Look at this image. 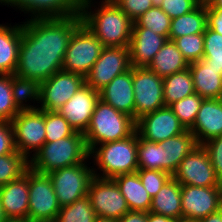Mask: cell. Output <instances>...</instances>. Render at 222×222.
I'll return each instance as SVG.
<instances>
[{"label": "cell", "instance_id": "obj_2", "mask_svg": "<svg viewBox=\"0 0 222 222\" xmlns=\"http://www.w3.org/2000/svg\"><path fill=\"white\" fill-rule=\"evenodd\" d=\"M98 1H81L82 23L102 42L104 47H128L134 22L115 2Z\"/></svg>", "mask_w": 222, "mask_h": 222}, {"label": "cell", "instance_id": "obj_20", "mask_svg": "<svg viewBox=\"0 0 222 222\" xmlns=\"http://www.w3.org/2000/svg\"><path fill=\"white\" fill-rule=\"evenodd\" d=\"M189 130L195 136L198 145L222 136V98L204 99Z\"/></svg>", "mask_w": 222, "mask_h": 222}, {"label": "cell", "instance_id": "obj_35", "mask_svg": "<svg viewBox=\"0 0 222 222\" xmlns=\"http://www.w3.org/2000/svg\"><path fill=\"white\" fill-rule=\"evenodd\" d=\"M29 169V160L18 151L0 156V186L21 177Z\"/></svg>", "mask_w": 222, "mask_h": 222}, {"label": "cell", "instance_id": "obj_40", "mask_svg": "<svg viewBox=\"0 0 222 222\" xmlns=\"http://www.w3.org/2000/svg\"><path fill=\"white\" fill-rule=\"evenodd\" d=\"M20 111L14 104L11 75L0 74V121H9Z\"/></svg>", "mask_w": 222, "mask_h": 222}, {"label": "cell", "instance_id": "obj_12", "mask_svg": "<svg viewBox=\"0 0 222 222\" xmlns=\"http://www.w3.org/2000/svg\"><path fill=\"white\" fill-rule=\"evenodd\" d=\"M172 177L181 185L196 187L222 186L202 145L196 146L179 164Z\"/></svg>", "mask_w": 222, "mask_h": 222}, {"label": "cell", "instance_id": "obj_23", "mask_svg": "<svg viewBox=\"0 0 222 222\" xmlns=\"http://www.w3.org/2000/svg\"><path fill=\"white\" fill-rule=\"evenodd\" d=\"M13 24H0V74L12 75L17 68L22 22Z\"/></svg>", "mask_w": 222, "mask_h": 222}, {"label": "cell", "instance_id": "obj_48", "mask_svg": "<svg viewBox=\"0 0 222 222\" xmlns=\"http://www.w3.org/2000/svg\"><path fill=\"white\" fill-rule=\"evenodd\" d=\"M147 222H176L175 219L160 215V214H155L153 212H147Z\"/></svg>", "mask_w": 222, "mask_h": 222}, {"label": "cell", "instance_id": "obj_16", "mask_svg": "<svg viewBox=\"0 0 222 222\" xmlns=\"http://www.w3.org/2000/svg\"><path fill=\"white\" fill-rule=\"evenodd\" d=\"M139 136L150 142H161L186 131L169 106L142 115L136 121Z\"/></svg>", "mask_w": 222, "mask_h": 222}, {"label": "cell", "instance_id": "obj_55", "mask_svg": "<svg viewBox=\"0 0 222 222\" xmlns=\"http://www.w3.org/2000/svg\"><path fill=\"white\" fill-rule=\"evenodd\" d=\"M198 4L209 5L213 0H197Z\"/></svg>", "mask_w": 222, "mask_h": 222}, {"label": "cell", "instance_id": "obj_24", "mask_svg": "<svg viewBox=\"0 0 222 222\" xmlns=\"http://www.w3.org/2000/svg\"><path fill=\"white\" fill-rule=\"evenodd\" d=\"M195 93L203 99L222 98V74L220 70L210 67V64L203 59L190 63Z\"/></svg>", "mask_w": 222, "mask_h": 222}, {"label": "cell", "instance_id": "obj_38", "mask_svg": "<svg viewBox=\"0 0 222 222\" xmlns=\"http://www.w3.org/2000/svg\"><path fill=\"white\" fill-rule=\"evenodd\" d=\"M173 42L189 64L203 59L204 33L181 36Z\"/></svg>", "mask_w": 222, "mask_h": 222}, {"label": "cell", "instance_id": "obj_27", "mask_svg": "<svg viewBox=\"0 0 222 222\" xmlns=\"http://www.w3.org/2000/svg\"><path fill=\"white\" fill-rule=\"evenodd\" d=\"M150 212L175 220L182 218L181 184L173 177L152 197Z\"/></svg>", "mask_w": 222, "mask_h": 222}, {"label": "cell", "instance_id": "obj_54", "mask_svg": "<svg viewBox=\"0 0 222 222\" xmlns=\"http://www.w3.org/2000/svg\"><path fill=\"white\" fill-rule=\"evenodd\" d=\"M176 222H199L198 220L188 219V218H179Z\"/></svg>", "mask_w": 222, "mask_h": 222}, {"label": "cell", "instance_id": "obj_30", "mask_svg": "<svg viewBox=\"0 0 222 222\" xmlns=\"http://www.w3.org/2000/svg\"><path fill=\"white\" fill-rule=\"evenodd\" d=\"M207 24V5L199 4L190 13L171 19V29L168 40L175 38L204 33Z\"/></svg>", "mask_w": 222, "mask_h": 222}, {"label": "cell", "instance_id": "obj_41", "mask_svg": "<svg viewBox=\"0 0 222 222\" xmlns=\"http://www.w3.org/2000/svg\"><path fill=\"white\" fill-rule=\"evenodd\" d=\"M136 173L139 175L142 185L151 197H154L172 177L165 171L153 169H138Z\"/></svg>", "mask_w": 222, "mask_h": 222}, {"label": "cell", "instance_id": "obj_33", "mask_svg": "<svg viewBox=\"0 0 222 222\" xmlns=\"http://www.w3.org/2000/svg\"><path fill=\"white\" fill-rule=\"evenodd\" d=\"M133 28H148L168 39L171 18L156 4L134 21Z\"/></svg>", "mask_w": 222, "mask_h": 222}, {"label": "cell", "instance_id": "obj_6", "mask_svg": "<svg viewBox=\"0 0 222 222\" xmlns=\"http://www.w3.org/2000/svg\"><path fill=\"white\" fill-rule=\"evenodd\" d=\"M104 46L102 42L81 23L73 32L63 60L62 70L87 76Z\"/></svg>", "mask_w": 222, "mask_h": 222}, {"label": "cell", "instance_id": "obj_7", "mask_svg": "<svg viewBox=\"0 0 222 222\" xmlns=\"http://www.w3.org/2000/svg\"><path fill=\"white\" fill-rule=\"evenodd\" d=\"M90 165L91 162L88 157L83 163L64 167L47 174L61 207L87 196L89 183L94 177Z\"/></svg>", "mask_w": 222, "mask_h": 222}, {"label": "cell", "instance_id": "obj_14", "mask_svg": "<svg viewBox=\"0 0 222 222\" xmlns=\"http://www.w3.org/2000/svg\"><path fill=\"white\" fill-rule=\"evenodd\" d=\"M84 85L81 75L63 70L54 73L41 83L39 109L59 110Z\"/></svg>", "mask_w": 222, "mask_h": 222}, {"label": "cell", "instance_id": "obj_36", "mask_svg": "<svg viewBox=\"0 0 222 222\" xmlns=\"http://www.w3.org/2000/svg\"><path fill=\"white\" fill-rule=\"evenodd\" d=\"M203 98L194 93L187 96L177 102L172 103L169 107L172 109L173 113L178 117L180 123L189 130L196 119L197 113L202 105Z\"/></svg>", "mask_w": 222, "mask_h": 222}, {"label": "cell", "instance_id": "obj_42", "mask_svg": "<svg viewBox=\"0 0 222 222\" xmlns=\"http://www.w3.org/2000/svg\"><path fill=\"white\" fill-rule=\"evenodd\" d=\"M156 4L171 19L188 14L199 5L197 0H156Z\"/></svg>", "mask_w": 222, "mask_h": 222}, {"label": "cell", "instance_id": "obj_51", "mask_svg": "<svg viewBox=\"0 0 222 222\" xmlns=\"http://www.w3.org/2000/svg\"><path fill=\"white\" fill-rule=\"evenodd\" d=\"M9 218L6 216L0 199V222H6Z\"/></svg>", "mask_w": 222, "mask_h": 222}, {"label": "cell", "instance_id": "obj_46", "mask_svg": "<svg viewBox=\"0 0 222 222\" xmlns=\"http://www.w3.org/2000/svg\"><path fill=\"white\" fill-rule=\"evenodd\" d=\"M207 24L208 28L222 35V10L207 5Z\"/></svg>", "mask_w": 222, "mask_h": 222}, {"label": "cell", "instance_id": "obj_44", "mask_svg": "<svg viewBox=\"0 0 222 222\" xmlns=\"http://www.w3.org/2000/svg\"><path fill=\"white\" fill-rule=\"evenodd\" d=\"M202 146L206 149L212 167L222 182V136L212 138L203 143Z\"/></svg>", "mask_w": 222, "mask_h": 222}, {"label": "cell", "instance_id": "obj_13", "mask_svg": "<svg viewBox=\"0 0 222 222\" xmlns=\"http://www.w3.org/2000/svg\"><path fill=\"white\" fill-rule=\"evenodd\" d=\"M131 69L128 47H104L85 77V84L100 91L113 78Z\"/></svg>", "mask_w": 222, "mask_h": 222}, {"label": "cell", "instance_id": "obj_39", "mask_svg": "<svg viewBox=\"0 0 222 222\" xmlns=\"http://www.w3.org/2000/svg\"><path fill=\"white\" fill-rule=\"evenodd\" d=\"M203 60L222 74V35L206 28Z\"/></svg>", "mask_w": 222, "mask_h": 222}, {"label": "cell", "instance_id": "obj_10", "mask_svg": "<svg viewBox=\"0 0 222 222\" xmlns=\"http://www.w3.org/2000/svg\"><path fill=\"white\" fill-rule=\"evenodd\" d=\"M87 196L97 217L119 220L130 211L114 179L94 176Z\"/></svg>", "mask_w": 222, "mask_h": 222}, {"label": "cell", "instance_id": "obj_19", "mask_svg": "<svg viewBox=\"0 0 222 222\" xmlns=\"http://www.w3.org/2000/svg\"><path fill=\"white\" fill-rule=\"evenodd\" d=\"M99 99L135 120L132 67L103 87L99 91Z\"/></svg>", "mask_w": 222, "mask_h": 222}, {"label": "cell", "instance_id": "obj_15", "mask_svg": "<svg viewBox=\"0 0 222 222\" xmlns=\"http://www.w3.org/2000/svg\"><path fill=\"white\" fill-rule=\"evenodd\" d=\"M182 218L200 220L222 208V186L181 185Z\"/></svg>", "mask_w": 222, "mask_h": 222}, {"label": "cell", "instance_id": "obj_4", "mask_svg": "<svg viewBox=\"0 0 222 222\" xmlns=\"http://www.w3.org/2000/svg\"><path fill=\"white\" fill-rule=\"evenodd\" d=\"M89 157L84 134H75L45 144L29 160V168L41 174L83 163Z\"/></svg>", "mask_w": 222, "mask_h": 222}, {"label": "cell", "instance_id": "obj_31", "mask_svg": "<svg viewBox=\"0 0 222 222\" xmlns=\"http://www.w3.org/2000/svg\"><path fill=\"white\" fill-rule=\"evenodd\" d=\"M195 93L193 78L189 68L163 78V99L165 106H170Z\"/></svg>", "mask_w": 222, "mask_h": 222}, {"label": "cell", "instance_id": "obj_26", "mask_svg": "<svg viewBox=\"0 0 222 222\" xmlns=\"http://www.w3.org/2000/svg\"><path fill=\"white\" fill-rule=\"evenodd\" d=\"M130 211L149 212L152 197L148 194L137 173L121 174L114 178Z\"/></svg>", "mask_w": 222, "mask_h": 222}, {"label": "cell", "instance_id": "obj_37", "mask_svg": "<svg viewBox=\"0 0 222 222\" xmlns=\"http://www.w3.org/2000/svg\"><path fill=\"white\" fill-rule=\"evenodd\" d=\"M74 128L57 111H45V139L53 142L75 134Z\"/></svg>", "mask_w": 222, "mask_h": 222}, {"label": "cell", "instance_id": "obj_32", "mask_svg": "<svg viewBox=\"0 0 222 222\" xmlns=\"http://www.w3.org/2000/svg\"><path fill=\"white\" fill-rule=\"evenodd\" d=\"M138 169L163 171L164 149L159 143L150 142L138 135Z\"/></svg>", "mask_w": 222, "mask_h": 222}, {"label": "cell", "instance_id": "obj_52", "mask_svg": "<svg viewBox=\"0 0 222 222\" xmlns=\"http://www.w3.org/2000/svg\"><path fill=\"white\" fill-rule=\"evenodd\" d=\"M95 222H118V220L115 219H109V218H101L97 217Z\"/></svg>", "mask_w": 222, "mask_h": 222}, {"label": "cell", "instance_id": "obj_17", "mask_svg": "<svg viewBox=\"0 0 222 222\" xmlns=\"http://www.w3.org/2000/svg\"><path fill=\"white\" fill-rule=\"evenodd\" d=\"M82 0H0L29 19L62 18L81 14Z\"/></svg>", "mask_w": 222, "mask_h": 222}, {"label": "cell", "instance_id": "obj_5", "mask_svg": "<svg viewBox=\"0 0 222 222\" xmlns=\"http://www.w3.org/2000/svg\"><path fill=\"white\" fill-rule=\"evenodd\" d=\"M136 131V121L99 99L84 133L88 151L95 145L125 139Z\"/></svg>", "mask_w": 222, "mask_h": 222}, {"label": "cell", "instance_id": "obj_22", "mask_svg": "<svg viewBox=\"0 0 222 222\" xmlns=\"http://www.w3.org/2000/svg\"><path fill=\"white\" fill-rule=\"evenodd\" d=\"M167 40L148 28H133L128 46L131 67H148Z\"/></svg>", "mask_w": 222, "mask_h": 222}, {"label": "cell", "instance_id": "obj_9", "mask_svg": "<svg viewBox=\"0 0 222 222\" xmlns=\"http://www.w3.org/2000/svg\"><path fill=\"white\" fill-rule=\"evenodd\" d=\"M60 209L49 176L29 168L28 219L31 222L55 221Z\"/></svg>", "mask_w": 222, "mask_h": 222}, {"label": "cell", "instance_id": "obj_25", "mask_svg": "<svg viewBox=\"0 0 222 222\" xmlns=\"http://www.w3.org/2000/svg\"><path fill=\"white\" fill-rule=\"evenodd\" d=\"M158 143L164 149L163 171L171 176L175 173L181 161L198 146L195 136L190 130Z\"/></svg>", "mask_w": 222, "mask_h": 222}, {"label": "cell", "instance_id": "obj_47", "mask_svg": "<svg viewBox=\"0 0 222 222\" xmlns=\"http://www.w3.org/2000/svg\"><path fill=\"white\" fill-rule=\"evenodd\" d=\"M118 222H147V212L129 211Z\"/></svg>", "mask_w": 222, "mask_h": 222}, {"label": "cell", "instance_id": "obj_45", "mask_svg": "<svg viewBox=\"0 0 222 222\" xmlns=\"http://www.w3.org/2000/svg\"><path fill=\"white\" fill-rule=\"evenodd\" d=\"M17 152L11 122L0 121V156Z\"/></svg>", "mask_w": 222, "mask_h": 222}, {"label": "cell", "instance_id": "obj_29", "mask_svg": "<svg viewBox=\"0 0 222 222\" xmlns=\"http://www.w3.org/2000/svg\"><path fill=\"white\" fill-rule=\"evenodd\" d=\"M11 88L14 104L19 111L39 109L41 92L39 81L12 74Z\"/></svg>", "mask_w": 222, "mask_h": 222}, {"label": "cell", "instance_id": "obj_21", "mask_svg": "<svg viewBox=\"0 0 222 222\" xmlns=\"http://www.w3.org/2000/svg\"><path fill=\"white\" fill-rule=\"evenodd\" d=\"M0 199L9 219H28L29 169L18 179L0 186Z\"/></svg>", "mask_w": 222, "mask_h": 222}, {"label": "cell", "instance_id": "obj_53", "mask_svg": "<svg viewBox=\"0 0 222 222\" xmlns=\"http://www.w3.org/2000/svg\"><path fill=\"white\" fill-rule=\"evenodd\" d=\"M6 222H31L29 219H8Z\"/></svg>", "mask_w": 222, "mask_h": 222}, {"label": "cell", "instance_id": "obj_43", "mask_svg": "<svg viewBox=\"0 0 222 222\" xmlns=\"http://www.w3.org/2000/svg\"><path fill=\"white\" fill-rule=\"evenodd\" d=\"M115 4L134 22L156 5V0H116Z\"/></svg>", "mask_w": 222, "mask_h": 222}, {"label": "cell", "instance_id": "obj_1", "mask_svg": "<svg viewBox=\"0 0 222 222\" xmlns=\"http://www.w3.org/2000/svg\"><path fill=\"white\" fill-rule=\"evenodd\" d=\"M81 14L62 18H25L15 75L42 83L62 70L69 40Z\"/></svg>", "mask_w": 222, "mask_h": 222}, {"label": "cell", "instance_id": "obj_11", "mask_svg": "<svg viewBox=\"0 0 222 222\" xmlns=\"http://www.w3.org/2000/svg\"><path fill=\"white\" fill-rule=\"evenodd\" d=\"M135 121L142 115L165 106L163 78L148 67H132Z\"/></svg>", "mask_w": 222, "mask_h": 222}, {"label": "cell", "instance_id": "obj_34", "mask_svg": "<svg viewBox=\"0 0 222 222\" xmlns=\"http://www.w3.org/2000/svg\"><path fill=\"white\" fill-rule=\"evenodd\" d=\"M97 215L88 196L61 207L55 222H95Z\"/></svg>", "mask_w": 222, "mask_h": 222}, {"label": "cell", "instance_id": "obj_28", "mask_svg": "<svg viewBox=\"0 0 222 222\" xmlns=\"http://www.w3.org/2000/svg\"><path fill=\"white\" fill-rule=\"evenodd\" d=\"M189 65L175 43L172 40H167L148 65V68L164 78L186 70Z\"/></svg>", "mask_w": 222, "mask_h": 222}, {"label": "cell", "instance_id": "obj_50", "mask_svg": "<svg viewBox=\"0 0 222 222\" xmlns=\"http://www.w3.org/2000/svg\"><path fill=\"white\" fill-rule=\"evenodd\" d=\"M208 6L213 9L222 10V0H213Z\"/></svg>", "mask_w": 222, "mask_h": 222}, {"label": "cell", "instance_id": "obj_18", "mask_svg": "<svg viewBox=\"0 0 222 222\" xmlns=\"http://www.w3.org/2000/svg\"><path fill=\"white\" fill-rule=\"evenodd\" d=\"M98 100L99 91L85 84L57 112L76 132L84 134L89 127Z\"/></svg>", "mask_w": 222, "mask_h": 222}, {"label": "cell", "instance_id": "obj_49", "mask_svg": "<svg viewBox=\"0 0 222 222\" xmlns=\"http://www.w3.org/2000/svg\"><path fill=\"white\" fill-rule=\"evenodd\" d=\"M199 222H222V208L219 211L200 219Z\"/></svg>", "mask_w": 222, "mask_h": 222}, {"label": "cell", "instance_id": "obj_8", "mask_svg": "<svg viewBox=\"0 0 222 222\" xmlns=\"http://www.w3.org/2000/svg\"><path fill=\"white\" fill-rule=\"evenodd\" d=\"M16 150L30 160L45 144V110L20 111L11 121Z\"/></svg>", "mask_w": 222, "mask_h": 222}, {"label": "cell", "instance_id": "obj_3", "mask_svg": "<svg viewBox=\"0 0 222 222\" xmlns=\"http://www.w3.org/2000/svg\"><path fill=\"white\" fill-rule=\"evenodd\" d=\"M138 135L135 131L125 139L95 145L89 151L93 175L113 179L117 175L136 173Z\"/></svg>", "mask_w": 222, "mask_h": 222}]
</instances>
